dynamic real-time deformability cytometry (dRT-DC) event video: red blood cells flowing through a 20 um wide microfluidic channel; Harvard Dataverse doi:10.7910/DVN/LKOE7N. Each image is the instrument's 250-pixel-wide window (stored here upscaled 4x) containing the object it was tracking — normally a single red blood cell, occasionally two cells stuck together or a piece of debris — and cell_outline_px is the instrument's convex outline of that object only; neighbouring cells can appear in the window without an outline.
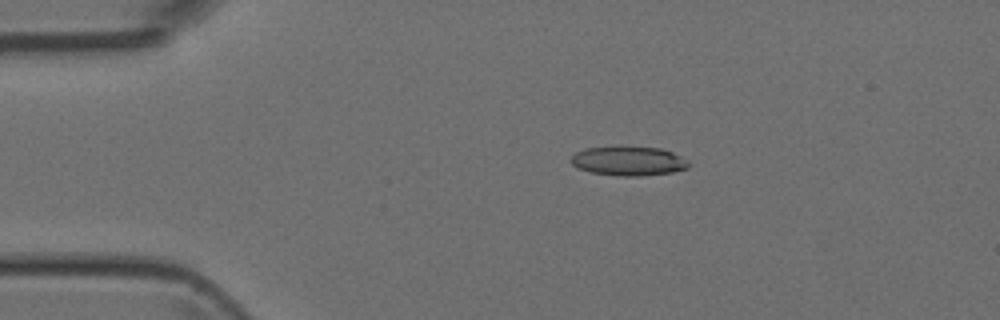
{"species": "Egyptian fruit bat (a non-hibernating species)", "species_latin": "Rousettus aegyptiacus", "temperature_condition": "room temperature", "stored_images_in_passage": 4, "camera_frame_rate_fps": 3000, "um_per_image_px": 0.085, "animal": {"sex": "female"}, "frame": {"image": 1, "passage_image": 3, "time_ms": 2.0, "image_size_px": [1000, 320], "cell_outline_px": [[692, 164], [688, 168], [672, 172], [640, 176], [624, 176], [592, 172], [580, 168], [572, 164], [572, 156], [576, 152], [584, 148], [620, 144], [660, 148], [672, 152], [680, 156]], "centroid_in_image_um": [53.44, 13.64], "position_along_channel_um": 31.6, "area_um2": 20.52}}